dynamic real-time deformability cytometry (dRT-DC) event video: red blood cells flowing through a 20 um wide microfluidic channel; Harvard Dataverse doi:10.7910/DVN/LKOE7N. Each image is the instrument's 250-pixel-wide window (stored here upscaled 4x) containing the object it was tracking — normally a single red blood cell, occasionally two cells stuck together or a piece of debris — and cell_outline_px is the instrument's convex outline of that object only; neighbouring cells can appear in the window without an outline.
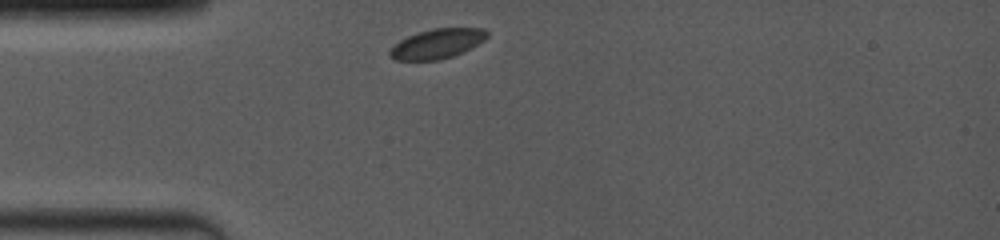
{"species": "common noctule bat (a hibernating species)", "species_latin": "Nyctalus noctula", "temperature_condition": "room temperature", "stored_images_in_passage": 5, "camera_frame_rate_fps": 4000, "um_per_image_px": 0.085, "animal": {"sex": "female", "body_mass_g": 19.0, "forearm_length_mm": 53.3}, "frame": {"image": 1, "passage_image": 1, "time_ms": 0.0, "image_size_px": [1000, 240], "cell_outline_px": [[488, 36], [484, 40], [452, 56], [440, 60], [396, 60], [388, 56], [388, 52], [400, 40], [408, 36], [432, 28], [484, 28], [488, 32]], "centroid_in_image_um": [37.14, 3.71], "position_along_channel_um": 47.9, "area_um2": 16.53}}
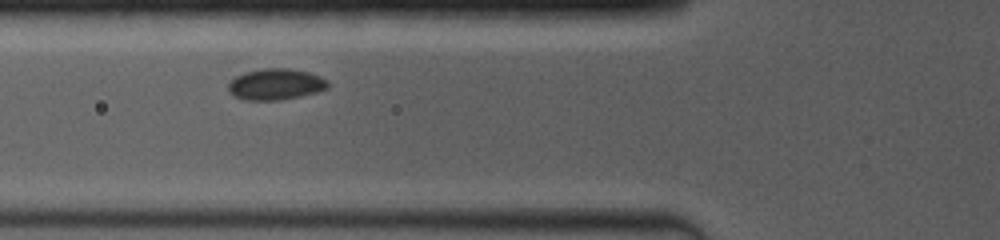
{"frame": {"image": 2, "passage_image": 3, "time_ms": 1.75, "image_size_px": [1000, 240], "cell_outline_px": [[328, 88], [316, 92], [300, 96], [280, 100], [244, 100], [232, 96], [228, 92], [228, 84], [236, 76], [244, 72], [264, 68], [288, 68], [308, 72], [320, 76], [328, 80]], "centroid_in_image_um": [23.41, 7.16], "position_along_channel_um": 102.4, "area_um2": 18.21}}
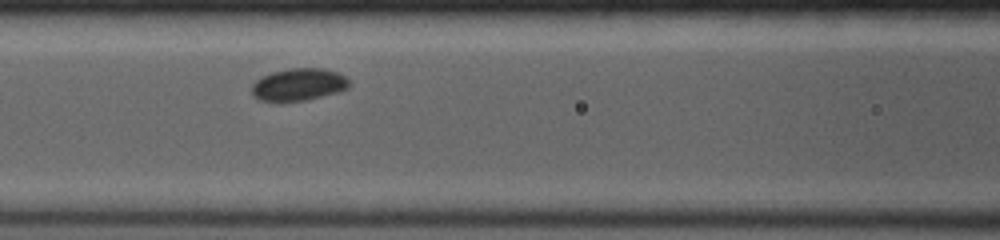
{"frame": {"image": 3, "passage_image": 4, "time_ms": 2.75, "image_size_px": [1000, 240], "cell_outline_px": [[352, 84], [348, 88], [336, 92], [304, 100], [280, 104], [260, 100], [252, 96], [252, 84], [260, 76], [272, 72], [288, 68], [324, 68], [336, 72], [344, 76]], "centroid_in_image_um": [25.32, 7.21], "position_along_channel_um": 141.3, "area_um2": 18.79}}